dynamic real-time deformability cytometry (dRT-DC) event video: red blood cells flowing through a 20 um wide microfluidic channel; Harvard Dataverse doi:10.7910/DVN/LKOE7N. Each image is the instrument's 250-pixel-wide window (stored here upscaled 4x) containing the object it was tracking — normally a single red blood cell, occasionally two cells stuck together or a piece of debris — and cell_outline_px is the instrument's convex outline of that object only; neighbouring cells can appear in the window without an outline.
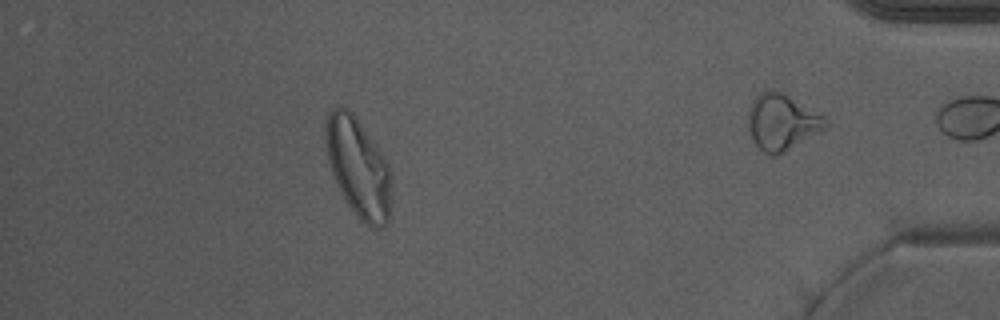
{"species": "Egyptian fruit bat (a non-hibernating species)", "species_latin": "Rousettus aegyptiacus", "temperature_condition": "warm", "stored_images_in_passage": 52, "camera_frame_rate_fps": 3000, "um_per_image_px": 0.085, "animal": {"sex": "male"}, "frame": {"image": 1, "passage_image": 45, "time_ms": 14.667, "image_size_px": [1000, 320], "cell_outline_px": [[392, 176], [388, 220], [380, 228], [372, 228], [356, 216], [340, 192], [336, 184], [328, 160], [328, 112], [332, 108], [344, 108], [352, 112], [356, 116], [384, 156], [392, 172]], "centroid_in_image_um": [30.5, 14.29], "position_along_channel_um": 404.7, "area_um2": 37.28}}